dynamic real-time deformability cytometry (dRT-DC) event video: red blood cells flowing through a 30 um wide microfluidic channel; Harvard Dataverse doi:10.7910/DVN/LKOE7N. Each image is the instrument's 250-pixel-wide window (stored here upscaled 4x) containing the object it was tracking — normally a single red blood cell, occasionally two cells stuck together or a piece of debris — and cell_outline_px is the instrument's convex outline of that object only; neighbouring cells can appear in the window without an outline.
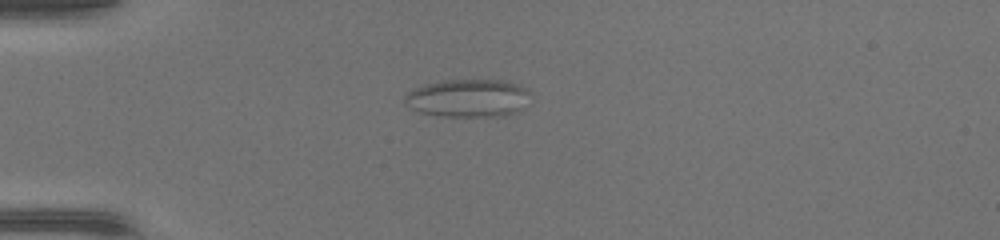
{"species": "common noctule bat (a hibernating species)", "species_latin": "Nyctalus noctula", "temperature_condition": "warm", "stored_images_in_passage": 37, "camera_frame_rate_fps": 3000, "um_per_image_px": 0.085, "animal": {"sex": "female", "body_mass_g": 17.0, "forearm_length_mm": 48.0}, "frame": {"image": 1, "passage_image": 2, "time_ms": 0.333, "image_size_px": [1000, 240], "cell_outline_px": [[528, 92], [520, 108], [504, 116], [444, 116], [420, 112], [404, 104], [404, 96], [408, 92], [424, 84], [440, 80], [508, 80], [520, 84], [528, 88]], "centroid_in_image_um": [39.73, 8.31], "position_along_channel_um": 45.3, "area_um2": 27.51}}
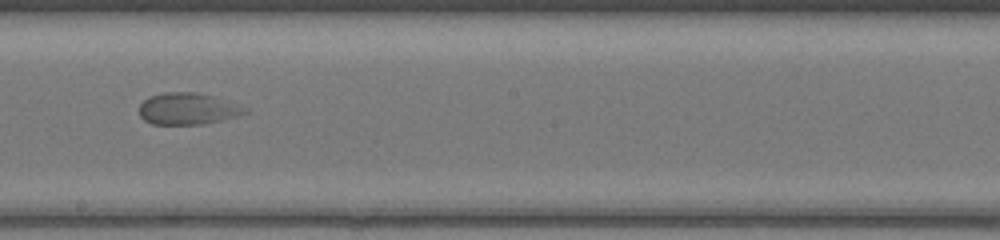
{"frame": {"image": 2, "passage_image": 17, "time_ms": 5.333, "image_size_px": [1000, 240], "cell_outline_px": [[248, 112], [236, 116], [204, 124], [152, 124], [144, 120], [140, 116], [140, 104], [144, 100], [152, 96], [164, 92], [196, 92], [216, 96], [248, 108]], "centroid_in_image_um": [15.97, 9.24], "position_along_channel_um": 232.2, "area_um2": 19.48}}
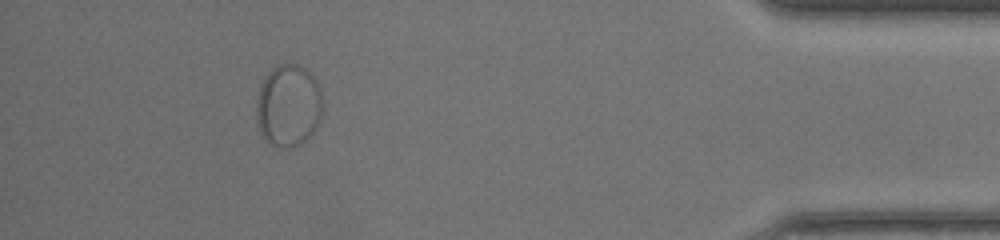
{"frame": {"image": 3, "passage_image": 33, "time_ms": 10.667, "image_size_px": [1000, 240], "cell_outline_px": [[324, 112], [316, 128], [300, 144], [292, 148], [284, 148], [272, 144], [260, 132], [256, 120], [256, 100], [260, 84], [264, 76], [272, 68], [280, 64], [296, 64], [312, 72], [320, 88], [324, 108]], "centroid_in_image_um": [24.53, 8.95], "position_along_channel_um": 410.7, "area_um2": 32.25}}